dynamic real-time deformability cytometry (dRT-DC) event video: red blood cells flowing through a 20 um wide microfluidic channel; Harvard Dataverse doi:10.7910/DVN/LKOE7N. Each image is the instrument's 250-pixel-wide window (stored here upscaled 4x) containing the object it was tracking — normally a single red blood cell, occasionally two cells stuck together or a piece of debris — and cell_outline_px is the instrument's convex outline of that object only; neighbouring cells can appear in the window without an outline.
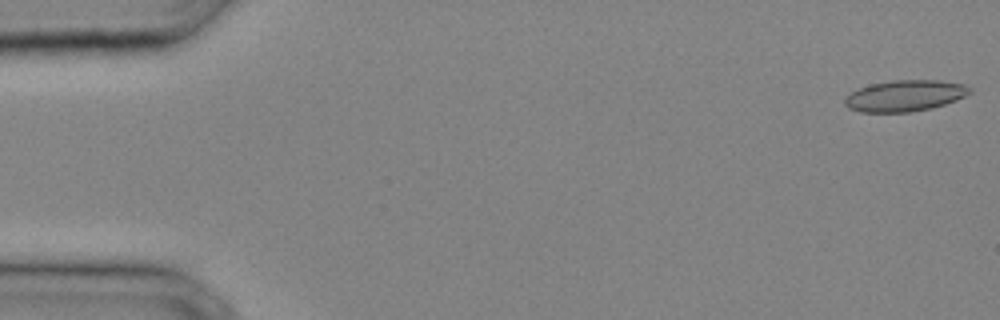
{"species": "common noctule bat (a hibernating species)", "species_latin": "Nyctalus noctula", "temperature_condition": "cold", "stored_images_in_passage": 32, "camera_frame_rate_fps": 3000, "um_per_image_px": 0.085, "animal": {"sex": "male", "body_mass_g": 20.4}, "frame": {"image": 1, "passage_image": 1, "time_ms": 0.0, "image_size_px": [1000, 320], "cell_outline_px": [[972, 92], [956, 100], [932, 108], [912, 112], [860, 112], [848, 108], [844, 104], [844, 100], [852, 92], [860, 88], [872, 84], [896, 80], [940, 80], [964, 84], [972, 88]], "centroid_in_image_um": [76.95, 8.14], "position_along_channel_um": 8.1, "area_um2": 22.66}}
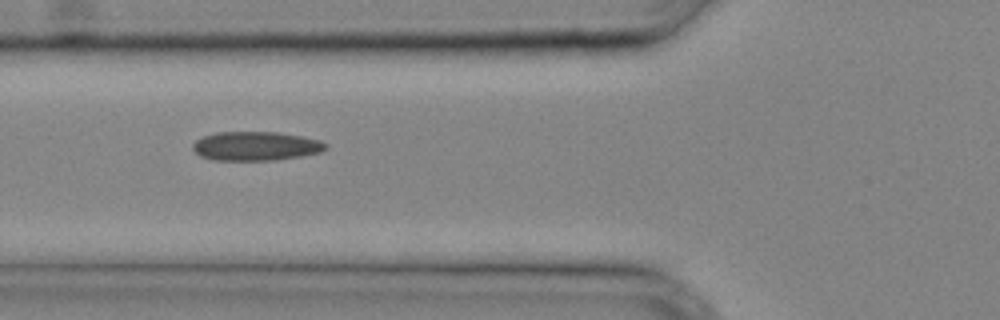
{"frame": {"image": 2, "passage_image": 13, "time_ms": 4.0, "image_size_px": [1000, 320], "cell_outline_px": [[328, 148], [320, 152], [300, 156], [276, 160], [212, 160], [200, 156], [192, 148], [192, 144], [196, 140], [204, 136], [216, 132], [276, 132], [300, 136], [320, 140], [328, 144]], "centroid_in_image_um": [21.74, 12.42], "position_along_channel_um": 104.1, "area_um2": 22.48}}
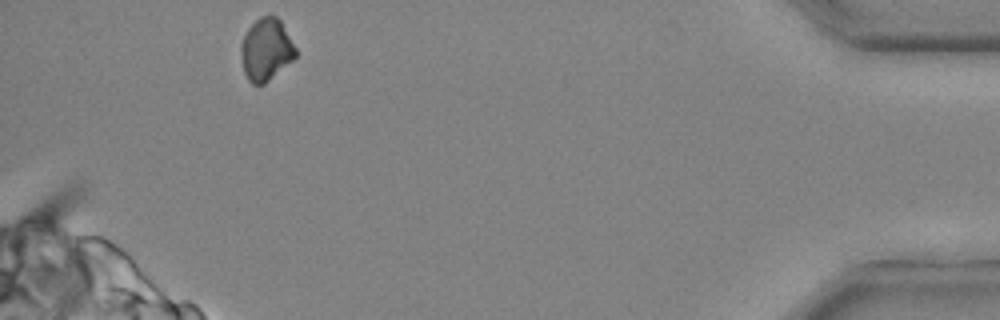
{"frame": {"image": 3, "passage_image": 32, "time_ms": 10.333, "image_size_px": [1000, 320], "cell_outline_px": [[296, 56], [292, 60], [264, 84], [252, 84], [248, 80], [244, 72], [240, 52], [240, 44], [248, 28], [260, 16], [276, 16], [280, 20], [296, 48]], "centroid_in_image_um": [22.6, 4.21], "position_along_channel_um": 412.6, "area_um2": 19.59}}